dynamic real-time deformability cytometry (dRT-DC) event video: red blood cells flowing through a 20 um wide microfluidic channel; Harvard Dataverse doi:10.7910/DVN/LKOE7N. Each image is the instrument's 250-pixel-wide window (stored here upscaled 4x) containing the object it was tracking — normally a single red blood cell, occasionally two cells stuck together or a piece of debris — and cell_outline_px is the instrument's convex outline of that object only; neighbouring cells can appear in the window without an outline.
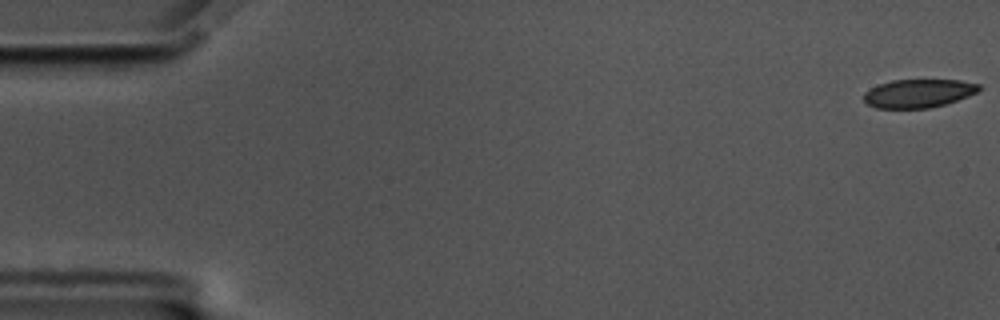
{"species": "common noctule bat (a hibernating species)", "species_latin": "Nyctalus noctula", "temperature_condition": "cold", "stored_images_in_passage": 18, "camera_frame_rate_fps": 3000, "um_per_image_px": 0.085, "animal": {"sex": "male", "body_mass_g": 17.5, "forearm_length_mm": 52.3}, "frame": {"image": 1, "passage_image": 1, "time_ms": 0.0, "image_size_px": [1000, 320], "cell_outline_px": [[980, 88], [976, 92], [968, 96], [944, 104], [928, 108], [876, 108], [868, 104], [864, 100], [864, 92], [880, 84], [892, 80], [960, 80], [980, 84]], "centroid_in_image_um": [78.06, 7.93], "position_along_channel_um": 6.9, "area_um2": 18.84}}
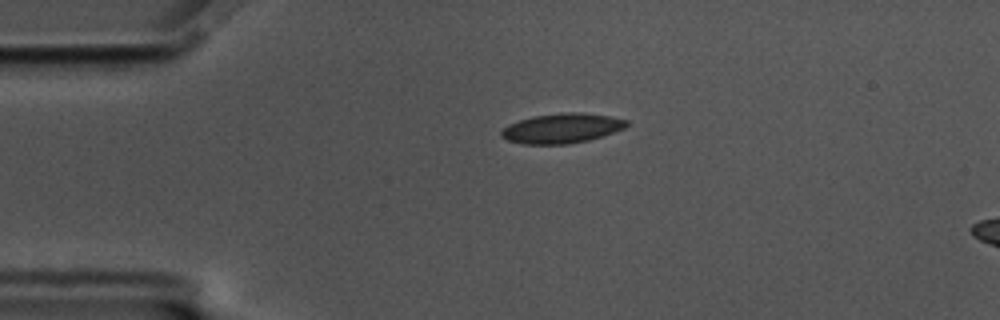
{"frame": {"image": 2, "passage_image": 13, "time_ms": 4.0, "image_size_px": [1000, 320], "cell_outline_px": [[628, 124], [624, 128], [588, 140], [568, 144], [524, 144], [508, 140], [500, 136], [500, 132], [508, 124], [532, 116], [560, 112], [580, 112], [612, 116], [628, 120]], "centroid_in_image_um": [47.74, 10.89], "position_along_channel_um": 37.3, "area_um2": 21.73}}